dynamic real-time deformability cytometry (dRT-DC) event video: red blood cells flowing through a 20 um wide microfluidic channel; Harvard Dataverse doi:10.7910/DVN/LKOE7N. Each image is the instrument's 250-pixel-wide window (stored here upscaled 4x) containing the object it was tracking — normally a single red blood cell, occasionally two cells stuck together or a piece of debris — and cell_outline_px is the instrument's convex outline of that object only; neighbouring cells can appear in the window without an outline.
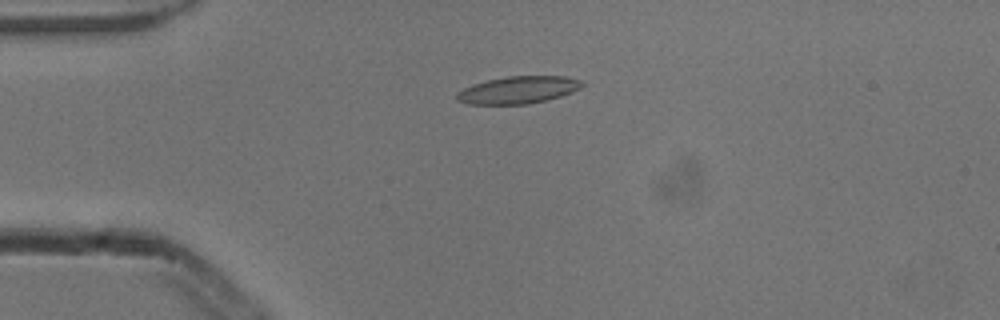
{"species": "common noctule bat (a hibernating species)", "species_latin": "Nyctalus noctula", "temperature_condition": "cold", "stored_images_in_passage": 5, "camera_frame_rate_fps": 3000, "um_per_image_px": 0.085, "animal": {"sex": "male", "body_mass_g": 13.3}, "frame": {"image": 1, "passage_image": 5, "time_ms": 1.333, "image_size_px": [1000, 320], "cell_outline_px": [[588, 84], [572, 92], [560, 96], [528, 104], [468, 104], [456, 100], [456, 92], [472, 84], [504, 76], [564, 76], [580, 80]], "centroid_in_image_um": [44.04, 7.64], "position_along_channel_um": 41.0, "area_um2": 20.0}}